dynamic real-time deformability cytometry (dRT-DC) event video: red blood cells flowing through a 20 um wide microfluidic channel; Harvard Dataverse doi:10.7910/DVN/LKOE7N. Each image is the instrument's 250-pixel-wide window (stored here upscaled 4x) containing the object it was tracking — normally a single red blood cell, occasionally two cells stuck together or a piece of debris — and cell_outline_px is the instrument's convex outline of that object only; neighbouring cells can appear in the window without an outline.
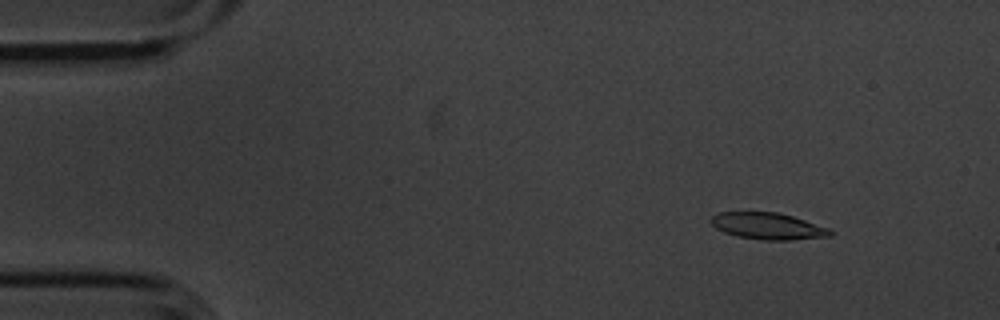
{"species": "common noctule bat (a hibernating species)", "species_latin": "Nyctalus noctula", "temperature_condition": "cold", "stored_images_in_passage": 55, "camera_frame_rate_fps": 3000, "um_per_image_px": 0.085, "animal": {"sex": "male", "body_mass_g": 20.1, "forearm_length_mm": 53.5}, "frame": {"image": 1, "passage_image": 6, "time_ms": 1.667, "image_size_px": [1000, 320], "cell_outline_px": [[836, 232], [832, 236], [788, 240], [764, 240], [736, 236], [724, 232], [716, 228], [708, 220], [712, 216], [720, 212], [776, 212], [792, 216], [828, 228]], "centroid_in_image_um": [65.26, 19.22], "position_along_channel_um": 19.7, "area_um2": 18.5}}
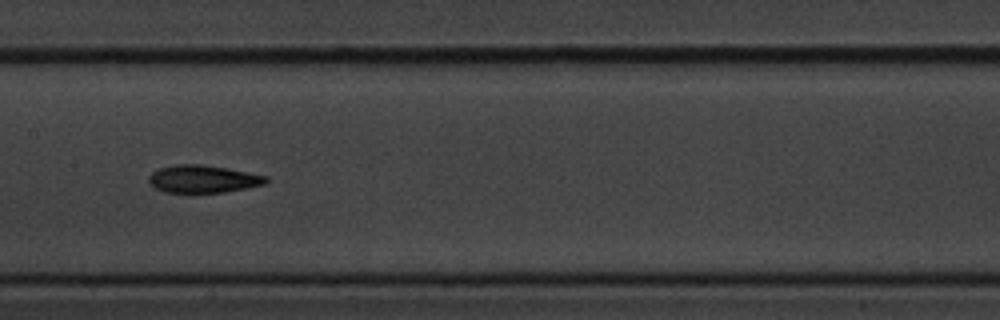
{"frame": {"image": 2, "passage_image": 27, "time_ms": 8.667, "image_size_px": [1000, 320], "cell_outline_px": [[268, 180], [264, 184], [248, 188], [224, 192], [164, 192], [156, 188], [148, 180], [148, 176], [152, 172], [160, 168], [176, 164], [204, 164], [228, 168], [268, 176]], "centroid_in_image_um": [17.28, 15.2], "position_along_channel_um": 190.1, "area_um2": 18.84}}
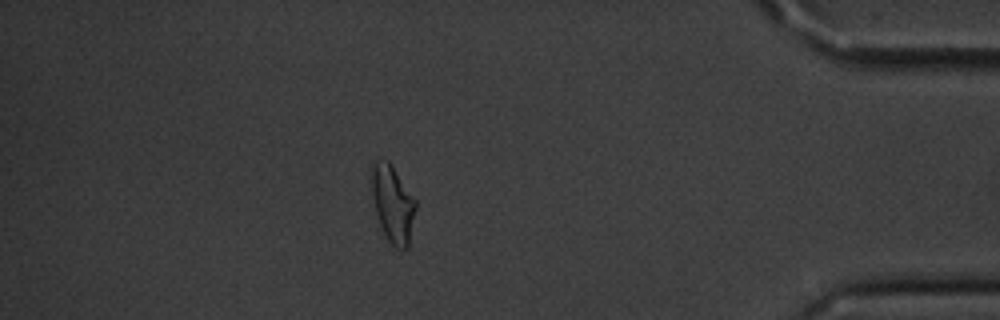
{"frame": {"image": 3, "passage_image": 48, "time_ms": 15.667, "image_size_px": [1000, 320], "cell_outline_px": [[416, 208], [408, 248], [396, 248], [388, 240], [380, 224], [376, 212], [372, 196], [368, 168], [376, 160], [388, 160], [392, 164], [416, 200]], "centroid_in_image_um": [33.35, 17.25], "position_along_channel_um": 401.8, "area_um2": 20.06}, "authors_computed_cell_mechanics": {"area_um2": 18.9584, "velocity_mm_per_s": 3.6066, "shape_relaxation_time_tau1_ms": 2.8375, "shape_relaxation_time_tau2_ms": 5.8399, "deformation_change_tau1": 0.1341, "deformation_change_tau2": 0.1055}}